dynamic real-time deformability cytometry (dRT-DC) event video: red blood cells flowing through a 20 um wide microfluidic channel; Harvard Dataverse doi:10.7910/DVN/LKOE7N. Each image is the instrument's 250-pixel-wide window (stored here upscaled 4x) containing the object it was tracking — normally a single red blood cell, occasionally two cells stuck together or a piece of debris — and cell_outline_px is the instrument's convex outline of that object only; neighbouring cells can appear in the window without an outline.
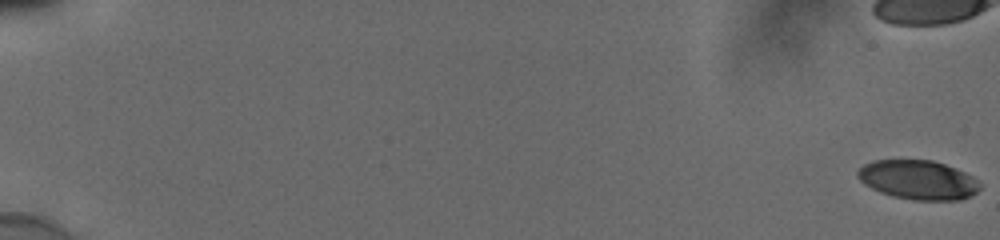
{"species": "human", "species_latin": "Homo sapiens", "temperature_condition": "cold", "stored_images_in_passage": 57, "camera_frame_rate_fps": 3000, "um_per_image_px": 0.085, "donor": {"sex": "male"}, "frame": {"image": 1, "passage_image": 1, "time_ms": 0.0, "image_size_px": [1000, 240], "cell_outline_px": [[980, 188], [976, 192], [960, 200], [912, 200], [892, 196], [880, 192], [864, 184], [856, 176], [856, 172], [864, 164], [872, 160], [932, 160], [956, 168], [972, 176], [980, 184]], "centroid_in_image_um": [78.01, 15.28], "position_along_channel_um": 7.0, "area_um2": 27.92}, "authors_computed_cell_mechanics": {"area_um2": 31.8478, "velocity_mm_per_s": 3.8799, "shape_relaxation_time_tau1_ms": 6.8033, "shape_relaxation_time_tau2_ms": 2.9078, "deformation_change_tau1": 0.2035, "deformation_change_tau2": 0.0861}}